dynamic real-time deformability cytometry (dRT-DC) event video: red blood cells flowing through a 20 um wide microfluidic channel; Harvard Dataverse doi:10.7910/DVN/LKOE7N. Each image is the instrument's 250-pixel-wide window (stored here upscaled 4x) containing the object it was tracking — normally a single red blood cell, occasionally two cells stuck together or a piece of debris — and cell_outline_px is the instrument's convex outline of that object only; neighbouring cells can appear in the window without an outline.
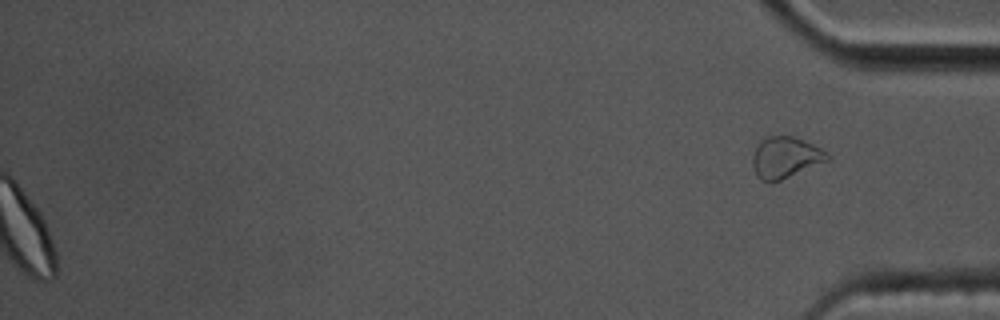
{"species": "common noctule bat (a hibernating species)", "species_latin": "Nyctalus noctula", "temperature_condition": "cold", "stored_images_in_passage": 55, "segment_of_instrument_passage": [2, 2], "camera_frame_rate_fps": 3000, "um_per_image_px": 0.085, "animal": {"sex": "male", "body_mass_g": 17.5, "forearm_length_mm": 52.3}, "frame": {"image": 1, "passage_image": 55, "time_ms": 18.0, "image_size_px": [1000, 320], "cell_outline_px": [[832, 160], [780, 180], [760, 180], [756, 176], [752, 164], [752, 156], [760, 140], [764, 136], [792, 136], [804, 140], [828, 152], [832, 156]], "centroid_in_image_um": [66.8, 13.37], "position_along_channel_um": 368.4, "area_um2": 18.15}}